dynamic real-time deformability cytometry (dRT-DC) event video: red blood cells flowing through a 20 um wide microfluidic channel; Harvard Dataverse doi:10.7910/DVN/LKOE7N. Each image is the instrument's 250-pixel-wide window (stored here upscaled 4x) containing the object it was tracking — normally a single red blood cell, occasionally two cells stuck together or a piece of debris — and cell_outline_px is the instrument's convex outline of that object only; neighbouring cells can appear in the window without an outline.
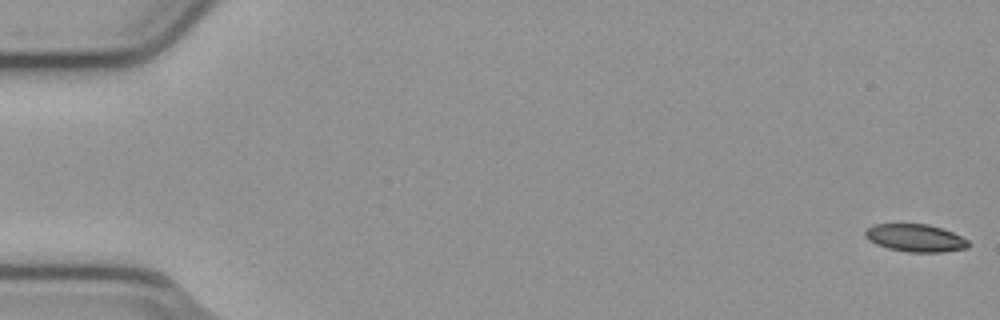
{"species": "common noctule bat (a hibernating species)", "species_latin": "Nyctalus noctula", "temperature_condition": "cold", "stored_images_in_passage": 17, "camera_frame_rate_fps": 3000, "um_per_image_px": 0.085, "animal": {"sex": "male", "body_mass_g": 23.1, "forearm_length_mm": 52.7}, "frame": {"image": 1, "passage_image": 1, "time_ms": 0.0, "image_size_px": [1000, 320], "cell_outline_px": [[968, 248], [944, 252], [908, 252], [888, 248], [876, 244], [868, 240], [864, 236], [864, 232], [872, 224], [928, 224], [952, 232], [968, 240]], "centroid_in_image_um": [77.78, 20.23], "position_along_channel_um": 7.2, "area_um2": 16.59}}
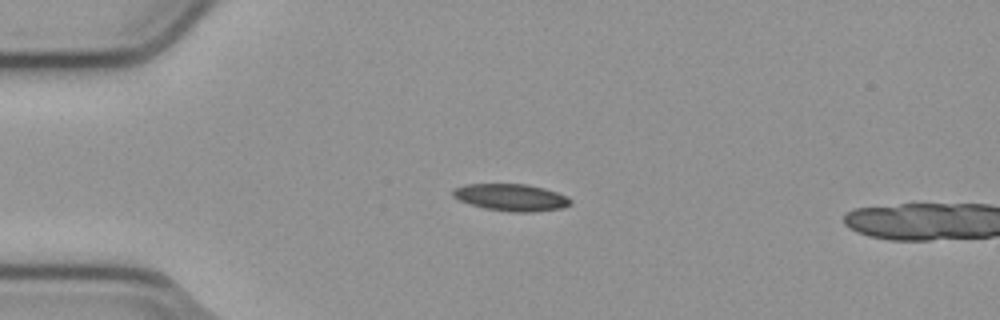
{"frame": {"image": 2, "passage_image": 14, "time_ms": 4.333, "image_size_px": [1000, 320], "cell_outline_px": [[572, 204], [560, 208], [532, 212], [512, 212], [484, 208], [460, 200], [452, 196], [452, 188], [464, 184], [528, 184], [544, 188], [568, 196], [572, 200]], "centroid_in_image_um": [43.44, 16.77], "position_along_channel_um": 41.6, "area_um2": 18.55}}